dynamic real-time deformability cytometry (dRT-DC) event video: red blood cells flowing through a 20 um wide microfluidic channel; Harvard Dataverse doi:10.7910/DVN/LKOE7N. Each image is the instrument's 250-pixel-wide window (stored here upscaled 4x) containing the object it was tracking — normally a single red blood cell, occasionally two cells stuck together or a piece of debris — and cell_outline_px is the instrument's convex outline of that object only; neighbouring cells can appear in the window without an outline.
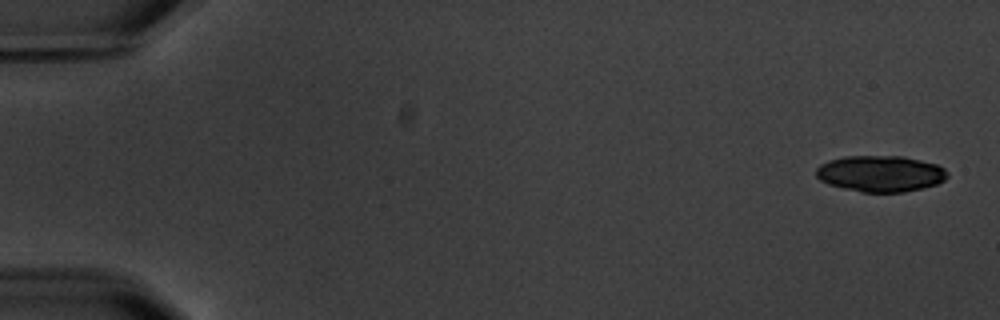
{"species": "common noctule bat (a hibernating species)", "species_latin": "Nyctalus noctula", "temperature_condition": "warm", "stored_images_in_passage": 6, "segment_of_instrument_passage": [1, 2], "camera_frame_rate_fps": 3000, "um_per_image_px": 0.085, "animal": {"sex": "male", "body_mass_g": 20.1, "forearm_length_mm": 53.5}, "frame": {"image": 1, "passage_image": 1, "time_ms": 0.0, "image_size_px": [1000, 320], "cell_outline_px": [[948, 176], [944, 180], [936, 184], [904, 192], [860, 192], [828, 184], [820, 180], [816, 176], [816, 168], [820, 164], [828, 160], [844, 156], [904, 156], [936, 164], [944, 168], [948, 172]], "centroid_in_image_um": [74.82, 14.75], "position_along_channel_um": 10.2, "area_um2": 27.74}}